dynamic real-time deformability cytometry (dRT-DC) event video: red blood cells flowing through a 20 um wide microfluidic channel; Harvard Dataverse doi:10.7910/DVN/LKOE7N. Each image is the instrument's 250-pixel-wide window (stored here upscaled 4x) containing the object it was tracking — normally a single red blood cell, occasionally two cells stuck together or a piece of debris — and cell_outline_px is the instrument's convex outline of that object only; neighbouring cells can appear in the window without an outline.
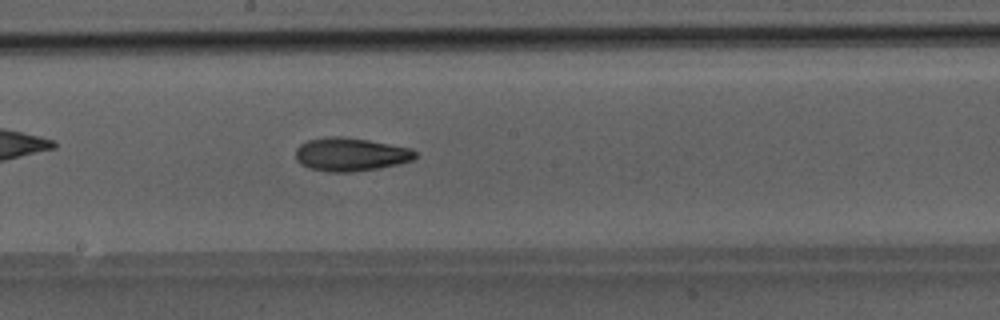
{"species": "Egyptian fruit bat (a non-hibernating species)", "species_latin": "Rousettus aegyptiacus", "temperature_condition": "room temperature", "stored_images_in_passage": 38, "camera_frame_rate_fps": 3000, "um_per_image_px": 0.085, "animal": {"sex": "male"}, "frame": {"image": 1, "passage_image": 27, "time_ms": 8.667, "image_size_px": [1000, 320], "cell_outline_px": [[416, 156], [412, 160], [400, 164], [380, 168], [352, 172], [328, 172], [308, 168], [300, 164], [296, 160], [296, 148], [300, 144], [308, 140], [328, 136], [340, 136], [368, 140], [412, 148], [416, 152]], "centroid_in_image_um": [29.79, 13.13], "position_along_channel_um": 218.4, "area_um2": 23.47}}